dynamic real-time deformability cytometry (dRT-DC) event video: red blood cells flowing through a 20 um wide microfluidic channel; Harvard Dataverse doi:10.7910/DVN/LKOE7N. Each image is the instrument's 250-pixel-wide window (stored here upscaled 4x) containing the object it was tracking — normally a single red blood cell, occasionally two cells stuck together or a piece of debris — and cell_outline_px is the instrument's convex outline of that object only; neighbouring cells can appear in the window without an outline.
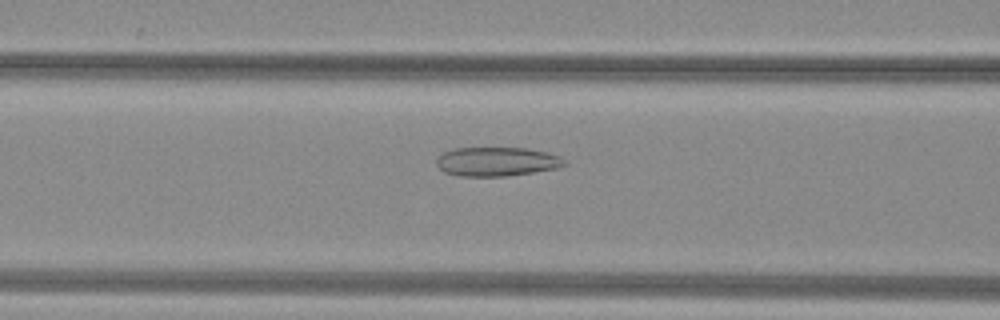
{"species": "common noctule bat (a hibernating species)", "species_latin": "Nyctalus noctula", "temperature_condition": "warm", "stored_images_in_passage": 43, "camera_frame_rate_fps": 3000, "um_per_image_px": 0.085, "animal": {"sex": "female", "body_mass_g": 29.2, "forearm_length_mm": 56.3}, "frame": {"image": 1, "passage_image": 16, "time_ms": 5.0, "image_size_px": [1000, 320], "cell_outline_px": [[568, 164], [556, 168], [532, 172], [504, 176], [460, 176], [444, 172], [436, 164], [436, 160], [444, 152], [452, 148], [528, 148], [548, 152], [560, 156], [568, 160]], "centroid_in_image_um": [42.26, 13.73], "position_along_channel_um": 124.3, "area_um2": 21.73}}
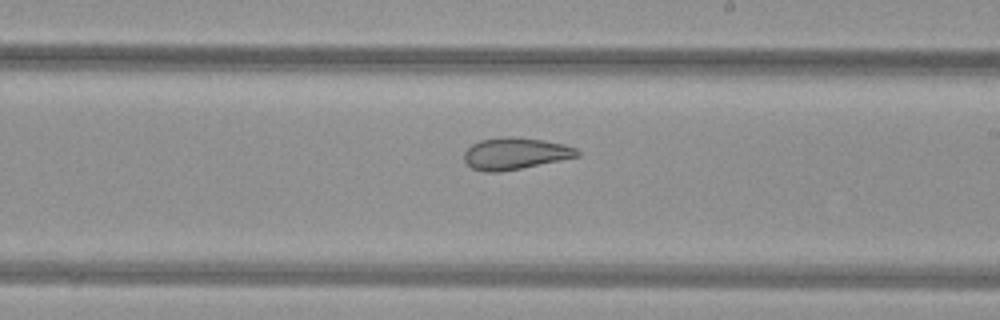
{"frame": {"image": 2, "passage_image": 25, "time_ms": 8.0, "image_size_px": [1000, 320], "cell_outline_px": [[580, 156], [500, 172], [484, 172], [472, 168], [464, 160], [464, 152], [472, 144], [480, 140], [508, 136], [512, 136], [544, 140], [564, 144], [576, 148], [580, 152]], "centroid_in_image_um": [43.79, 13.04], "position_along_channel_um": 245.2, "area_um2": 20.87}}
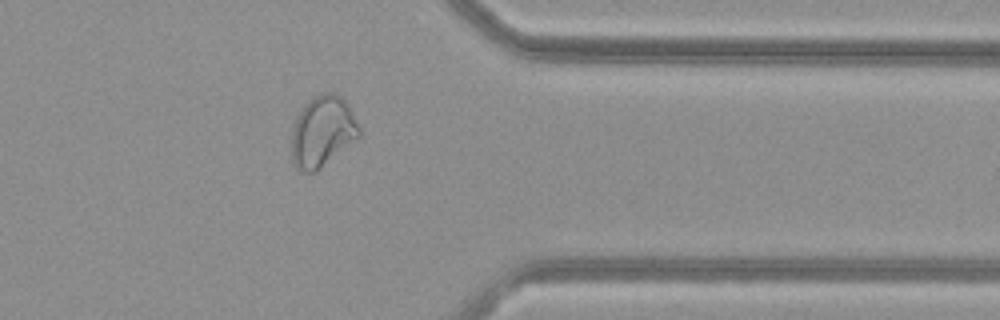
{"frame": {"image": 3, "passage_image": 36, "time_ms": 11.667, "image_size_px": [1000, 320], "cell_outline_px": [[360, 136], [316, 172], [304, 172], [296, 168], [292, 164], [292, 128], [296, 116], [308, 100], [312, 96], [320, 92], [336, 92], [348, 104], [360, 128]], "centroid_in_image_um": [27.39, 11.16], "position_along_channel_um": 384.0, "area_um2": 28.15}, "authors_computed_cell_mechanics": {"area_um2": 25.432, "velocity_mm_per_s": 4.0279, "shape_relaxation_time_tau1_ms": null, "shape_relaxation_time_tau2_ms": 1.856, "deformation_change_tau1": null, "deformation_change_tau2": 0.0845}}